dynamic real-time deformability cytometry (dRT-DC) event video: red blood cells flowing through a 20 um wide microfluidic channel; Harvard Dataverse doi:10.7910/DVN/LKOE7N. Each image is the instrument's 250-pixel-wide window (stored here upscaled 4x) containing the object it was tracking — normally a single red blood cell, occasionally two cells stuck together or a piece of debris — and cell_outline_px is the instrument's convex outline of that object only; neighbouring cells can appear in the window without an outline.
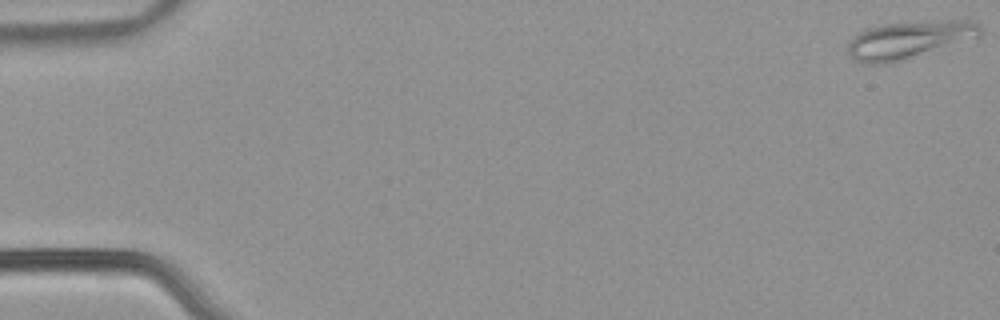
{"species": "common noctule bat (a hibernating species)", "species_latin": "Nyctalus noctula", "temperature_condition": "warm", "stored_images_in_passage": 54, "camera_frame_rate_fps": 3000, "um_per_image_px": 0.085, "animal": {"sex": "male", "body_mass_g": 21.5, "forearm_length_mm": 52.0}, "frame": {"image": 1, "passage_image": 1, "time_ms": 0.0, "image_size_px": [1000, 320], "cell_outline_px": [[984, 28], [980, 36], [904, 60], [884, 64], [864, 64], [852, 60], [848, 52], [848, 40], [856, 32], [868, 28], [884, 24], [948, 20], [968, 20], [980, 24]], "centroid_in_image_um": [77.22, 3.39], "position_along_channel_um": 7.8, "area_um2": 29.07}}
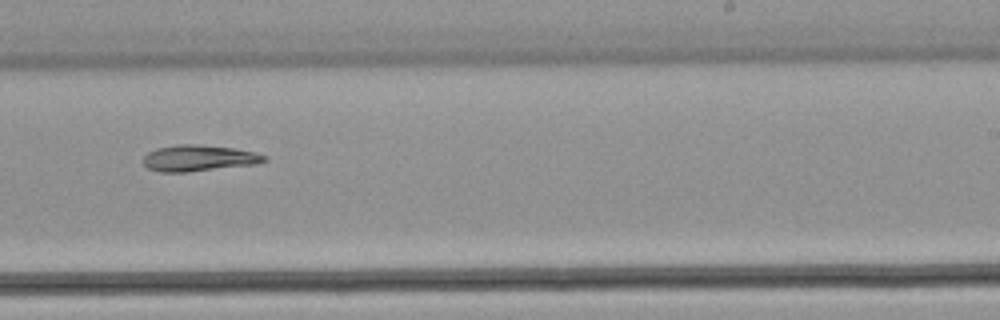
{"frame": {"image": 2, "passage_image": 34, "time_ms": 11.0, "image_size_px": [1000, 320], "cell_outline_px": [[268, 160], [256, 164], [188, 172], [160, 172], [148, 168], [144, 164], [144, 156], [148, 152], [156, 148], [176, 144], [200, 144], [232, 148], [256, 152], [268, 156]], "centroid_in_image_um": [16.91, 13.43], "position_along_channel_um": 272.1, "area_um2": 18.61}}
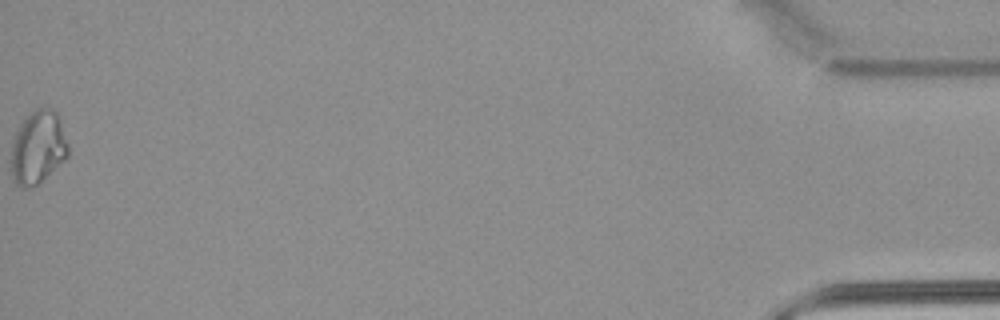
{"frame": {"image": 3, "passage_image": 54, "time_ms": 17.667, "image_size_px": [1000, 320], "cell_outline_px": [[68, 156], [64, 160], [36, 184], [24, 188], [20, 188], [16, 184], [12, 176], [12, 140], [20, 124], [36, 108], [48, 108], [56, 112], [60, 116], [68, 144]], "centroid_in_image_um": [3.24, 12.5], "position_along_channel_um": 432.0, "area_um2": 23.93}}